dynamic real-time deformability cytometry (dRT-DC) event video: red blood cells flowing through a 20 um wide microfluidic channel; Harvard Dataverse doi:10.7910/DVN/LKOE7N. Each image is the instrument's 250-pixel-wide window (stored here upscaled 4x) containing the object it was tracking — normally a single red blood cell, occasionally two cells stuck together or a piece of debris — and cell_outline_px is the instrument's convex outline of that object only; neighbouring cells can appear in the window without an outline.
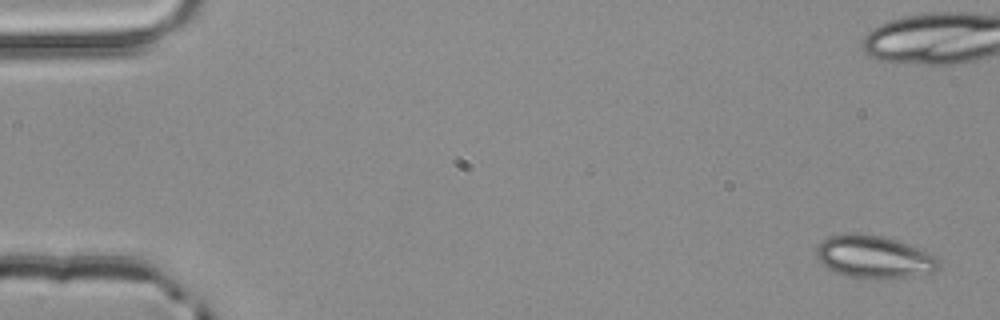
{"species": "common noctule bat (a hibernating species)", "species_latin": "Nyctalus noctula", "temperature_condition": "room temperature", "stored_images_in_passage": 5, "camera_frame_rate_fps": 3000, "um_per_image_px": 0.085, "animal": {"sex": "male", "body_mass_g": 20.4}, "frame": {"image": 1, "passage_image": 1, "time_ms": 0.0, "image_size_px": [1000, 320], "cell_outline_px": [[940, 268], [936, 272], [912, 276], [876, 280], [848, 276], [836, 272], [828, 268], [816, 256], [816, 244], [828, 236], [848, 232], [856, 232], [884, 236], [896, 240], [928, 252], [936, 256], [940, 260]], "centroid_in_image_um": [74.3, 21.83], "position_along_channel_um": 10.7, "area_um2": 30.92}}